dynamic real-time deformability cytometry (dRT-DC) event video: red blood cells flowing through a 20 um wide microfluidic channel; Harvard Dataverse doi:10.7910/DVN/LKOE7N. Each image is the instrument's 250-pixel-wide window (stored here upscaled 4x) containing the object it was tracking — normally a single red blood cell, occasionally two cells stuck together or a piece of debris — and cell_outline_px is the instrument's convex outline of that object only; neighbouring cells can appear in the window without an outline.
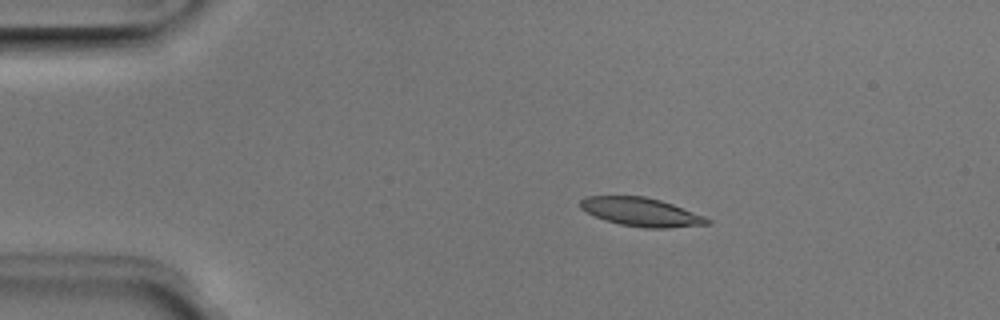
{"species": "Egyptian fruit bat (a non-hibernating species)", "species_latin": "Rousettus aegyptiacus", "temperature_condition": "room temperature", "stored_images_in_passage": 6, "camera_frame_rate_fps": 3000, "um_per_image_px": 0.085, "animal": {"sex": "male"}, "frame": {"image": 1, "passage_image": 3, "time_ms": 0.667, "image_size_px": [1000, 320], "cell_outline_px": [[712, 224], [668, 228], [644, 228], [620, 224], [604, 220], [580, 208], [580, 200], [584, 196], [644, 196], [660, 200], [672, 204], [704, 216], [712, 220]], "centroid_in_image_um": [54.51, 18.02], "position_along_channel_um": 30.5, "area_um2": 21.1}}
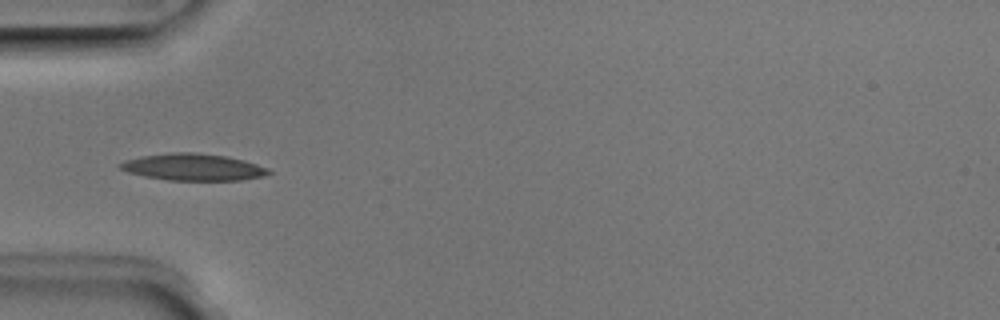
{"frame": {"image": 2, "passage_image": 5, "time_ms": 1.333, "image_size_px": [1000, 320], "cell_outline_px": [[272, 172], [264, 176], [240, 180], [168, 180], [144, 176], [128, 172], [120, 168], [116, 164], [124, 160], [140, 156], [168, 152], [196, 152], [224, 156], [244, 160], [268, 168]], "centroid_in_image_um": [16.38, 14.19], "position_along_channel_um": 68.6, "area_um2": 23.29}}